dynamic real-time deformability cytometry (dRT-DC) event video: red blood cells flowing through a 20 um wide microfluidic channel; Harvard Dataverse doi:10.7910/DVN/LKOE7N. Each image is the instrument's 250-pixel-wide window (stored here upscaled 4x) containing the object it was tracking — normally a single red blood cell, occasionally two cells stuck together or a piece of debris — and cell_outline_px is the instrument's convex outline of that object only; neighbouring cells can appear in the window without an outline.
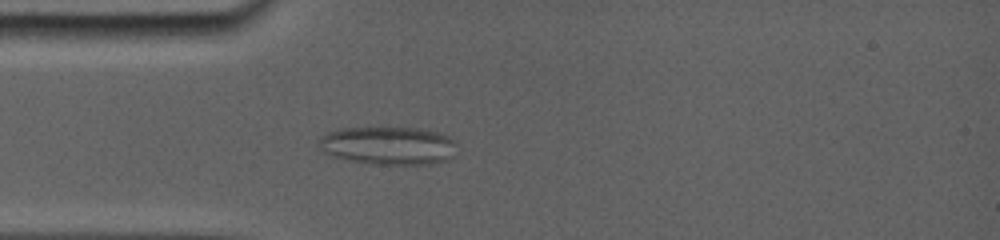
{"species": "common noctule bat (a hibernating species)", "species_latin": "Nyctalus noctula", "temperature_condition": "room temperature", "stored_images_in_passage": 30, "camera_frame_rate_fps": 5000, "um_per_image_px": 0.085, "animal": {"sex": "female", "body_mass_g": 19.0, "forearm_length_mm": 56.7}, "frame": {"image": 1, "passage_image": 6, "time_ms": 4.0, "image_size_px": [1000, 240], "cell_outline_px": [[448, 140], [444, 160], [424, 164], [376, 164], [352, 160], [336, 156], [328, 152], [324, 140], [324, 136], [336, 132], [352, 128], [408, 128], [428, 132], [440, 136]], "centroid_in_image_um": [32.91, 12.39], "position_along_channel_um": 52.1, "area_um2": 27.28}}
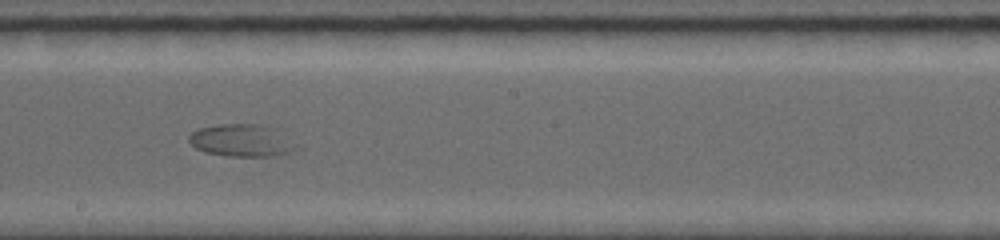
{"frame": {"image": 2, "passage_image": 13, "time_ms": 9.0, "image_size_px": [1000, 240], "cell_outline_px": [[296, 148], [288, 152], [276, 156], [228, 156], [204, 152], [196, 148], [188, 140], [188, 136], [192, 132], [200, 128], [220, 124], [252, 124], [264, 128]], "centroid_in_image_um": [20.29, 11.97], "position_along_channel_um": 227.9, "area_um2": 18.73}}
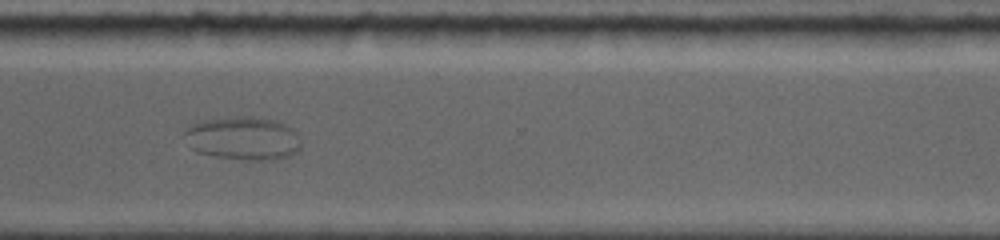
{"frame": {"image": 3, "passage_image": 21, "time_ms": 12.4, "image_size_px": [1000, 240], "cell_outline_px": [[300, 148], [296, 152], [288, 156], [272, 160], [248, 160], [216, 156], [196, 152], [192, 148], [184, 136], [184, 132], [192, 124], [204, 120], [236, 116], [252, 116], [276, 120], [292, 128], [296, 132], [300, 144]], "centroid_in_image_um": [20.67, 11.75], "position_along_channel_um": 349.9, "area_um2": 29.36}}